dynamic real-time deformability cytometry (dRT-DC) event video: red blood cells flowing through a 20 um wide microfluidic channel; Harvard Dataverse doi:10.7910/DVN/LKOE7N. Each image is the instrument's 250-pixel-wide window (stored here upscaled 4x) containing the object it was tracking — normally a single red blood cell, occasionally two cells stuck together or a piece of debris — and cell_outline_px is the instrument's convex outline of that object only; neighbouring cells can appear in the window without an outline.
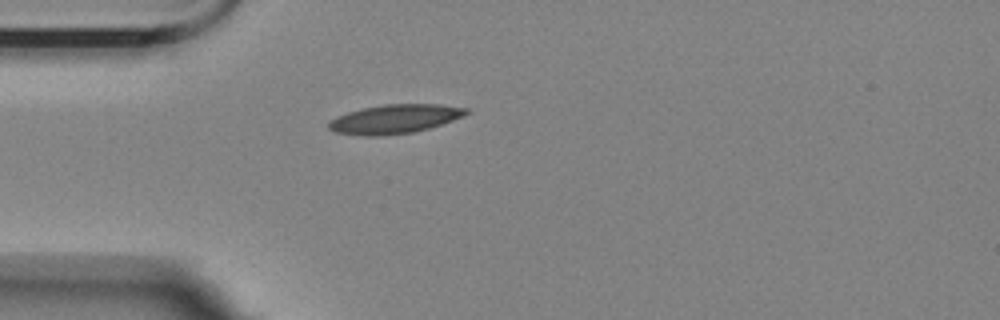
{"species": "Egyptian fruit bat (a non-hibernating species)", "species_latin": "Rousettus aegyptiacus", "temperature_condition": "room temperature", "stored_images_in_passage": 1, "camera_frame_rate_fps": 3000, "um_per_image_px": 0.085, "animal": {"sex": "female"}, "frame": {"image": 1, "passage_image": 1, "time_ms": 0.0, "image_size_px": [1000, 320], "cell_outline_px": [[472, 112], [464, 116], [416, 132], [380, 136], [364, 136], [336, 132], [328, 128], [328, 120], [336, 116], [348, 112], [364, 108], [384, 104], [440, 104], [468, 108]], "centroid_in_image_um": [33.56, 10.11], "position_along_channel_um": 51.4, "area_um2": 23.35}}